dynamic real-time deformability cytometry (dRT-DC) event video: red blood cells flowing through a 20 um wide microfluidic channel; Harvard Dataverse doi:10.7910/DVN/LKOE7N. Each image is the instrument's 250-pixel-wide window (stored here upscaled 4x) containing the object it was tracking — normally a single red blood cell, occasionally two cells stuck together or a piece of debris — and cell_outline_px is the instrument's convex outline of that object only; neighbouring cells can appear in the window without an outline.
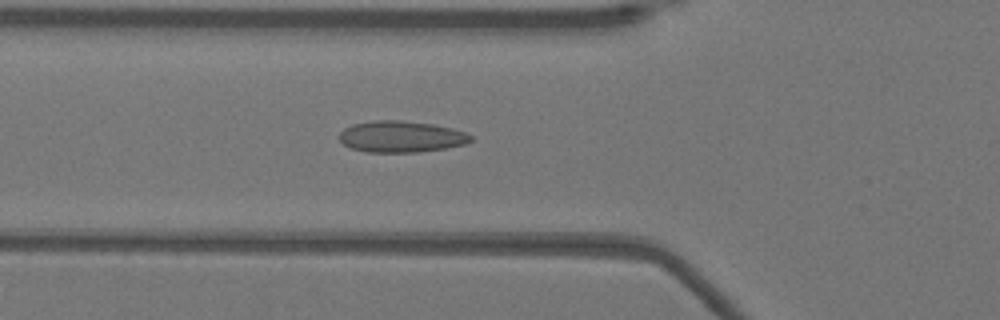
{"species": "Egyptian fruit bat (a non-hibernating species)", "species_latin": "Rousettus aegyptiacus", "temperature_condition": "warm", "stored_images_in_passage": 49, "camera_frame_rate_fps": 3000, "um_per_image_px": 0.085, "animal": {"sex": "female"}, "frame": {"image": 1, "passage_image": 16, "time_ms": 5.0, "image_size_px": [1000, 320], "cell_outline_px": [[472, 140], [464, 144], [444, 148], [420, 152], [364, 152], [352, 148], [344, 144], [336, 136], [344, 128], [352, 124], [372, 120], [400, 120], [432, 124], [452, 128], [464, 132], [472, 136]], "centroid_in_image_um": [34.05, 11.61], "position_along_channel_um": 91.8, "area_um2": 24.1}}
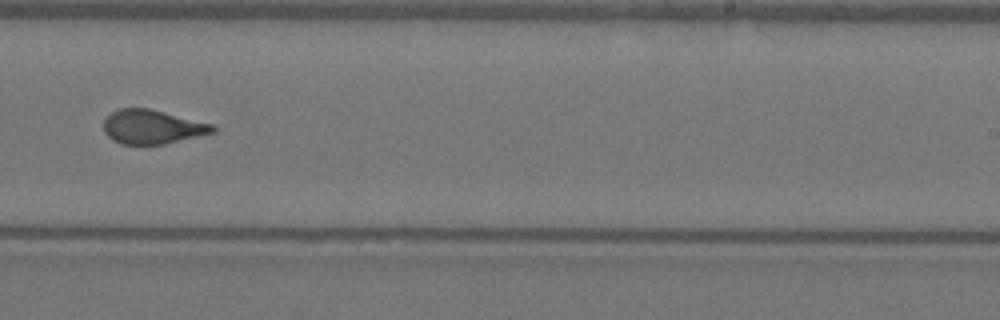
{"frame": {"image": 2, "passage_image": 30, "time_ms": 9.667, "image_size_px": [1000, 320], "cell_outline_px": [[216, 132], [164, 144], [120, 144], [112, 140], [104, 132], [104, 120], [112, 112], [120, 108], [148, 108], [212, 124], [216, 128]], "centroid_in_image_um": [12.93, 10.79], "position_along_channel_um": 276.1, "area_um2": 21.5}}
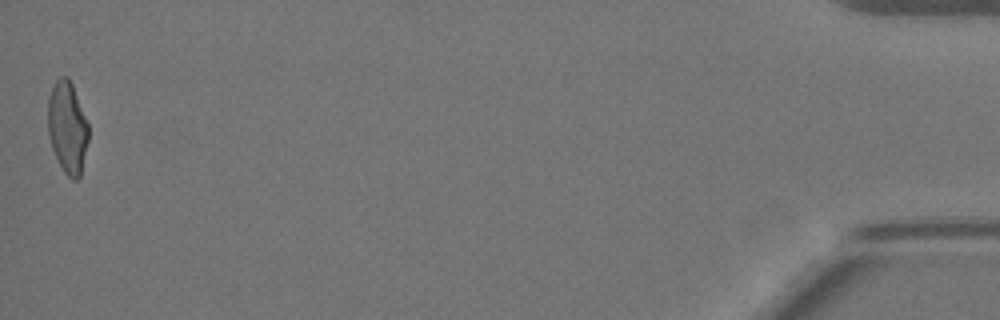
{"frame": {"image": 3, "passage_image": 49, "time_ms": 16.0, "image_size_px": [1000, 320], "cell_outline_px": [[88, 140], [80, 176], [76, 180], [72, 180], [64, 172], [52, 148], [48, 132], [48, 100], [52, 88], [56, 80], [60, 76], [68, 76], [72, 84], [88, 124]], "centroid_in_image_um": [5.73, 10.83], "position_along_channel_um": 429.5, "area_um2": 21.44}, "authors_computed_cell_mechanics": {"area_um2": 22.4842, "velocity_mm_per_s": 3.9441, "shape_relaxation_time_tau1_ms": null, "shape_relaxation_time_tau2_ms": 0.8535, "deformation_change_tau1": null, "deformation_change_tau2": 0.0762}}